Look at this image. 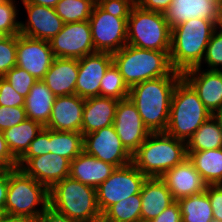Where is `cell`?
<instances>
[{
    "instance_id": "obj_1",
    "label": "cell",
    "mask_w": 222,
    "mask_h": 222,
    "mask_svg": "<svg viewBox=\"0 0 222 222\" xmlns=\"http://www.w3.org/2000/svg\"><path fill=\"white\" fill-rule=\"evenodd\" d=\"M181 78L182 73L173 70L168 76L146 80L130 88L129 98L151 133L165 132L172 94Z\"/></svg>"
},
{
    "instance_id": "obj_2",
    "label": "cell",
    "mask_w": 222,
    "mask_h": 222,
    "mask_svg": "<svg viewBox=\"0 0 222 222\" xmlns=\"http://www.w3.org/2000/svg\"><path fill=\"white\" fill-rule=\"evenodd\" d=\"M216 23L210 20L190 19L172 28L170 64L173 70L184 71L201 67L206 47Z\"/></svg>"
},
{
    "instance_id": "obj_3",
    "label": "cell",
    "mask_w": 222,
    "mask_h": 222,
    "mask_svg": "<svg viewBox=\"0 0 222 222\" xmlns=\"http://www.w3.org/2000/svg\"><path fill=\"white\" fill-rule=\"evenodd\" d=\"M186 158V142L165 132H156L150 133L132 154V164L146 177L160 178Z\"/></svg>"
},
{
    "instance_id": "obj_4",
    "label": "cell",
    "mask_w": 222,
    "mask_h": 222,
    "mask_svg": "<svg viewBox=\"0 0 222 222\" xmlns=\"http://www.w3.org/2000/svg\"><path fill=\"white\" fill-rule=\"evenodd\" d=\"M49 206L77 222H101L96 188L66 177L49 189Z\"/></svg>"
},
{
    "instance_id": "obj_5",
    "label": "cell",
    "mask_w": 222,
    "mask_h": 222,
    "mask_svg": "<svg viewBox=\"0 0 222 222\" xmlns=\"http://www.w3.org/2000/svg\"><path fill=\"white\" fill-rule=\"evenodd\" d=\"M212 114L204 106L196 91L182 77L176 84L170 105L165 133L187 142Z\"/></svg>"
},
{
    "instance_id": "obj_6",
    "label": "cell",
    "mask_w": 222,
    "mask_h": 222,
    "mask_svg": "<svg viewBox=\"0 0 222 222\" xmlns=\"http://www.w3.org/2000/svg\"><path fill=\"white\" fill-rule=\"evenodd\" d=\"M169 54L170 52L142 49L127 44L112 56L124 82L131 88L146 80L168 76L173 71Z\"/></svg>"
},
{
    "instance_id": "obj_7",
    "label": "cell",
    "mask_w": 222,
    "mask_h": 222,
    "mask_svg": "<svg viewBox=\"0 0 222 222\" xmlns=\"http://www.w3.org/2000/svg\"><path fill=\"white\" fill-rule=\"evenodd\" d=\"M42 205L41 210L36 206ZM49 206V189L20 168L9 169L5 215L38 219Z\"/></svg>"
},
{
    "instance_id": "obj_8",
    "label": "cell",
    "mask_w": 222,
    "mask_h": 222,
    "mask_svg": "<svg viewBox=\"0 0 222 222\" xmlns=\"http://www.w3.org/2000/svg\"><path fill=\"white\" fill-rule=\"evenodd\" d=\"M172 29L164 14L135 4L127 20V44L148 50L170 52Z\"/></svg>"
},
{
    "instance_id": "obj_9",
    "label": "cell",
    "mask_w": 222,
    "mask_h": 222,
    "mask_svg": "<svg viewBox=\"0 0 222 222\" xmlns=\"http://www.w3.org/2000/svg\"><path fill=\"white\" fill-rule=\"evenodd\" d=\"M147 177L132 163L116 168L115 171L96 188L97 204L103 214L111 205L129 196L140 194Z\"/></svg>"
},
{
    "instance_id": "obj_10",
    "label": "cell",
    "mask_w": 222,
    "mask_h": 222,
    "mask_svg": "<svg viewBox=\"0 0 222 222\" xmlns=\"http://www.w3.org/2000/svg\"><path fill=\"white\" fill-rule=\"evenodd\" d=\"M127 20L94 5L89 22L95 52L113 54L127 45Z\"/></svg>"
},
{
    "instance_id": "obj_11",
    "label": "cell",
    "mask_w": 222,
    "mask_h": 222,
    "mask_svg": "<svg viewBox=\"0 0 222 222\" xmlns=\"http://www.w3.org/2000/svg\"><path fill=\"white\" fill-rule=\"evenodd\" d=\"M83 151L117 168L132 163V154L122 144L114 125L83 135Z\"/></svg>"
},
{
    "instance_id": "obj_12",
    "label": "cell",
    "mask_w": 222,
    "mask_h": 222,
    "mask_svg": "<svg viewBox=\"0 0 222 222\" xmlns=\"http://www.w3.org/2000/svg\"><path fill=\"white\" fill-rule=\"evenodd\" d=\"M49 44L57 58L81 59L95 52L89 20L65 23Z\"/></svg>"
},
{
    "instance_id": "obj_13",
    "label": "cell",
    "mask_w": 222,
    "mask_h": 222,
    "mask_svg": "<svg viewBox=\"0 0 222 222\" xmlns=\"http://www.w3.org/2000/svg\"><path fill=\"white\" fill-rule=\"evenodd\" d=\"M113 125L124 147L133 154L151 133L130 98L119 100Z\"/></svg>"
},
{
    "instance_id": "obj_14",
    "label": "cell",
    "mask_w": 222,
    "mask_h": 222,
    "mask_svg": "<svg viewBox=\"0 0 222 222\" xmlns=\"http://www.w3.org/2000/svg\"><path fill=\"white\" fill-rule=\"evenodd\" d=\"M16 66L42 80L54 60L49 41L17 35Z\"/></svg>"
},
{
    "instance_id": "obj_15",
    "label": "cell",
    "mask_w": 222,
    "mask_h": 222,
    "mask_svg": "<svg viewBox=\"0 0 222 222\" xmlns=\"http://www.w3.org/2000/svg\"><path fill=\"white\" fill-rule=\"evenodd\" d=\"M78 63L75 94L84 99L100 96L101 80L113 64L112 54L94 52L78 59Z\"/></svg>"
},
{
    "instance_id": "obj_16",
    "label": "cell",
    "mask_w": 222,
    "mask_h": 222,
    "mask_svg": "<svg viewBox=\"0 0 222 222\" xmlns=\"http://www.w3.org/2000/svg\"><path fill=\"white\" fill-rule=\"evenodd\" d=\"M17 168L50 189L55 183L69 177L70 161L50 152L38 157L20 158Z\"/></svg>"
},
{
    "instance_id": "obj_17",
    "label": "cell",
    "mask_w": 222,
    "mask_h": 222,
    "mask_svg": "<svg viewBox=\"0 0 222 222\" xmlns=\"http://www.w3.org/2000/svg\"><path fill=\"white\" fill-rule=\"evenodd\" d=\"M28 13V22L20 21V34L29 38L50 41L63 28L64 21L55 9L30 3H23Z\"/></svg>"
},
{
    "instance_id": "obj_18",
    "label": "cell",
    "mask_w": 222,
    "mask_h": 222,
    "mask_svg": "<svg viewBox=\"0 0 222 222\" xmlns=\"http://www.w3.org/2000/svg\"><path fill=\"white\" fill-rule=\"evenodd\" d=\"M194 67L182 73V77L192 86L204 106L213 114L222 109V70L200 71ZM200 72V73H199Z\"/></svg>"
},
{
    "instance_id": "obj_19",
    "label": "cell",
    "mask_w": 222,
    "mask_h": 222,
    "mask_svg": "<svg viewBox=\"0 0 222 222\" xmlns=\"http://www.w3.org/2000/svg\"><path fill=\"white\" fill-rule=\"evenodd\" d=\"M221 5L220 0H172L163 14L171 29L197 18L217 23Z\"/></svg>"
},
{
    "instance_id": "obj_20",
    "label": "cell",
    "mask_w": 222,
    "mask_h": 222,
    "mask_svg": "<svg viewBox=\"0 0 222 222\" xmlns=\"http://www.w3.org/2000/svg\"><path fill=\"white\" fill-rule=\"evenodd\" d=\"M160 178L165 182L176 201L183 197L202 193L207 186L201 174L188 158L166 171Z\"/></svg>"
},
{
    "instance_id": "obj_21",
    "label": "cell",
    "mask_w": 222,
    "mask_h": 222,
    "mask_svg": "<svg viewBox=\"0 0 222 222\" xmlns=\"http://www.w3.org/2000/svg\"><path fill=\"white\" fill-rule=\"evenodd\" d=\"M84 104L85 99L76 94L55 97L46 128L82 133Z\"/></svg>"
},
{
    "instance_id": "obj_22",
    "label": "cell",
    "mask_w": 222,
    "mask_h": 222,
    "mask_svg": "<svg viewBox=\"0 0 222 222\" xmlns=\"http://www.w3.org/2000/svg\"><path fill=\"white\" fill-rule=\"evenodd\" d=\"M141 222L158 217L176 200L161 178L147 177L141 188Z\"/></svg>"
},
{
    "instance_id": "obj_23",
    "label": "cell",
    "mask_w": 222,
    "mask_h": 222,
    "mask_svg": "<svg viewBox=\"0 0 222 222\" xmlns=\"http://www.w3.org/2000/svg\"><path fill=\"white\" fill-rule=\"evenodd\" d=\"M78 68V59L55 57L42 81L56 97L73 95L75 94Z\"/></svg>"
},
{
    "instance_id": "obj_24",
    "label": "cell",
    "mask_w": 222,
    "mask_h": 222,
    "mask_svg": "<svg viewBox=\"0 0 222 222\" xmlns=\"http://www.w3.org/2000/svg\"><path fill=\"white\" fill-rule=\"evenodd\" d=\"M116 168V166L98 160L96 157L82 151L70 162L69 176L85 185L97 188Z\"/></svg>"
},
{
    "instance_id": "obj_25",
    "label": "cell",
    "mask_w": 222,
    "mask_h": 222,
    "mask_svg": "<svg viewBox=\"0 0 222 222\" xmlns=\"http://www.w3.org/2000/svg\"><path fill=\"white\" fill-rule=\"evenodd\" d=\"M119 100L111 97H89L85 99L82 134L100 130L113 125L115 110Z\"/></svg>"
},
{
    "instance_id": "obj_26",
    "label": "cell",
    "mask_w": 222,
    "mask_h": 222,
    "mask_svg": "<svg viewBox=\"0 0 222 222\" xmlns=\"http://www.w3.org/2000/svg\"><path fill=\"white\" fill-rule=\"evenodd\" d=\"M55 97L47 85L42 80H38L25 98L24 109L27 119L34 120L46 127Z\"/></svg>"
},
{
    "instance_id": "obj_27",
    "label": "cell",
    "mask_w": 222,
    "mask_h": 222,
    "mask_svg": "<svg viewBox=\"0 0 222 222\" xmlns=\"http://www.w3.org/2000/svg\"><path fill=\"white\" fill-rule=\"evenodd\" d=\"M44 127L34 120L26 119L12 128L3 131L12 155L19 160L28 150L30 143Z\"/></svg>"
},
{
    "instance_id": "obj_28",
    "label": "cell",
    "mask_w": 222,
    "mask_h": 222,
    "mask_svg": "<svg viewBox=\"0 0 222 222\" xmlns=\"http://www.w3.org/2000/svg\"><path fill=\"white\" fill-rule=\"evenodd\" d=\"M187 155L207 185L222 184V147L213 150L187 152Z\"/></svg>"
},
{
    "instance_id": "obj_29",
    "label": "cell",
    "mask_w": 222,
    "mask_h": 222,
    "mask_svg": "<svg viewBox=\"0 0 222 222\" xmlns=\"http://www.w3.org/2000/svg\"><path fill=\"white\" fill-rule=\"evenodd\" d=\"M222 147V132L217 121L211 116L186 142L187 152L213 150Z\"/></svg>"
},
{
    "instance_id": "obj_30",
    "label": "cell",
    "mask_w": 222,
    "mask_h": 222,
    "mask_svg": "<svg viewBox=\"0 0 222 222\" xmlns=\"http://www.w3.org/2000/svg\"><path fill=\"white\" fill-rule=\"evenodd\" d=\"M180 206L182 222H210L213 210L206 191L177 200Z\"/></svg>"
},
{
    "instance_id": "obj_31",
    "label": "cell",
    "mask_w": 222,
    "mask_h": 222,
    "mask_svg": "<svg viewBox=\"0 0 222 222\" xmlns=\"http://www.w3.org/2000/svg\"><path fill=\"white\" fill-rule=\"evenodd\" d=\"M50 152L68 159L70 162L83 151L81 132L50 130Z\"/></svg>"
},
{
    "instance_id": "obj_32",
    "label": "cell",
    "mask_w": 222,
    "mask_h": 222,
    "mask_svg": "<svg viewBox=\"0 0 222 222\" xmlns=\"http://www.w3.org/2000/svg\"><path fill=\"white\" fill-rule=\"evenodd\" d=\"M101 222H141V195L135 194L111 205Z\"/></svg>"
},
{
    "instance_id": "obj_33",
    "label": "cell",
    "mask_w": 222,
    "mask_h": 222,
    "mask_svg": "<svg viewBox=\"0 0 222 222\" xmlns=\"http://www.w3.org/2000/svg\"><path fill=\"white\" fill-rule=\"evenodd\" d=\"M94 3L91 0H59L54 7L64 23L89 20Z\"/></svg>"
},
{
    "instance_id": "obj_34",
    "label": "cell",
    "mask_w": 222,
    "mask_h": 222,
    "mask_svg": "<svg viewBox=\"0 0 222 222\" xmlns=\"http://www.w3.org/2000/svg\"><path fill=\"white\" fill-rule=\"evenodd\" d=\"M130 88L124 82L123 76L114 63L107 69L100 84V96L117 100L129 97Z\"/></svg>"
},
{
    "instance_id": "obj_35",
    "label": "cell",
    "mask_w": 222,
    "mask_h": 222,
    "mask_svg": "<svg viewBox=\"0 0 222 222\" xmlns=\"http://www.w3.org/2000/svg\"><path fill=\"white\" fill-rule=\"evenodd\" d=\"M3 78L24 98L27 97L32 86L38 81V79L18 66L9 70Z\"/></svg>"
},
{
    "instance_id": "obj_36",
    "label": "cell",
    "mask_w": 222,
    "mask_h": 222,
    "mask_svg": "<svg viewBox=\"0 0 222 222\" xmlns=\"http://www.w3.org/2000/svg\"><path fill=\"white\" fill-rule=\"evenodd\" d=\"M13 0H5L0 4V30L10 36L20 34V22L16 21L18 15Z\"/></svg>"
},
{
    "instance_id": "obj_37",
    "label": "cell",
    "mask_w": 222,
    "mask_h": 222,
    "mask_svg": "<svg viewBox=\"0 0 222 222\" xmlns=\"http://www.w3.org/2000/svg\"><path fill=\"white\" fill-rule=\"evenodd\" d=\"M17 35L0 42V77L16 66Z\"/></svg>"
},
{
    "instance_id": "obj_38",
    "label": "cell",
    "mask_w": 222,
    "mask_h": 222,
    "mask_svg": "<svg viewBox=\"0 0 222 222\" xmlns=\"http://www.w3.org/2000/svg\"><path fill=\"white\" fill-rule=\"evenodd\" d=\"M204 61L208 64L210 70H221L217 67L222 65V32H218L217 28L212 33L206 47Z\"/></svg>"
},
{
    "instance_id": "obj_39",
    "label": "cell",
    "mask_w": 222,
    "mask_h": 222,
    "mask_svg": "<svg viewBox=\"0 0 222 222\" xmlns=\"http://www.w3.org/2000/svg\"><path fill=\"white\" fill-rule=\"evenodd\" d=\"M27 119L24 107L0 106V131L18 125Z\"/></svg>"
},
{
    "instance_id": "obj_40",
    "label": "cell",
    "mask_w": 222,
    "mask_h": 222,
    "mask_svg": "<svg viewBox=\"0 0 222 222\" xmlns=\"http://www.w3.org/2000/svg\"><path fill=\"white\" fill-rule=\"evenodd\" d=\"M50 129L44 127L30 143L26 153L21 158H33L50 153Z\"/></svg>"
},
{
    "instance_id": "obj_41",
    "label": "cell",
    "mask_w": 222,
    "mask_h": 222,
    "mask_svg": "<svg viewBox=\"0 0 222 222\" xmlns=\"http://www.w3.org/2000/svg\"><path fill=\"white\" fill-rule=\"evenodd\" d=\"M135 0H103L98 5L113 16L128 19Z\"/></svg>"
},
{
    "instance_id": "obj_42",
    "label": "cell",
    "mask_w": 222,
    "mask_h": 222,
    "mask_svg": "<svg viewBox=\"0 0 222 222\" xmlns=\"http://www.w3.org/2000/svg\"><path fill=\"white\" fill-rule=\"evenodd\" d=\"M25 98L18 94L12 86L0 77V106L24 107Z\"/></svg>"
},
{
    "instance_id": "obj_43",
    "label": "cell",
    "mask_w": 222,
    "mask_h": 222,
    "mask_svg": "<svg viewBox=\"0 0 222 222\" xmlns=\"http://www.w3.org/2000/svg\"><path fill=\"white\" fill-rule=\"evenodd\" d=\"M205 191L211 203L213 218L222 222V184L207 185Z\"/></svg>"
},
{
    "instance_id": "obj_44",
    "label": "cell",
    "mask_w": 222,
    "mask_h": 222,
    "mask_svg": "<svg viewBox=\"0 0 222 222\" xmlns=\"http://www.w3.org/2000/svg\"><path fill=\"white\" fill-rule=\"evenodd\" d=\"M17 163L18 160L12 155L3 132L0 131V169H15Z\"/></svg>"
},
{
    "instance_id": "obj_45",
    "label": "cell",
    "mask_w": 222,
    "mask_h": 222,
    "mask_svg": "<svg viewBox=\"0 0 222 222\" xmlns=\"http://www.w3.org/2000/svg\"><path fill=\"white\" fill-rule=\"evenodd\" d=\"M148 222H182L179 203L175 201L160 213L158 217H155Z\"/></svg>"
},
{
    "instance_id": "obj_46",
    "label": "cell",
    "mask_w": 222,
    "mask_h": 222,
    "mask_svg": "<svg viewBox=\"0 0 222 222\" xmlns=\"http://www.w3.org/2000/svg\"><path fill=\"white\" fill-rule=\"evenodd\" d=\"M135 2L142 9L164 13L172 0H135Z\"/></svg>"
},
{
    "instance_id": "obj_47",
    "label": "cell",
    "mask_w": 222,
    "mask_h": 222,
    "mask_svg": "<svg viewBox=\"0 0 222 222\" xmlns=\"http://www.w3.org/2000/svg\"><path fill=\"white\" fill-rule=\"evenodd\" d=\"M8 184L9 169H0V216L5 215Z\"/></svg>"
},
{
    "instance_id": "obj_48",
    "label": "cell",
    "mask_w": 222,
    "mask_h": 222,
    "mask_svg": "<svg viewBox=\"0 0 222 222\" xmlns=\"http://www.w3.org/2000/svg\"><path fill=\"white\" fill-rule=\"evenodd\" d=\"M38 222H77L66 215L60 214L50 206L39 216Z\"/></svg>"
},
{
    "instance_id": "obj_49",
    "label": "cell",
    "mask_w": 222,
    "mask_h": 222,
    "mask_svg": "<svg viewBox=\"0 0 222 222\" xmlns=\"http://www.w3.org/2000/svg\"><path fill=\"white\" fill-rule=\"evenodd\" d=\"M0 222H38V219L2 215L0 216Z\"/></svg>"
},
{
    "instance_id": "obj_50",
    "label": "cell",
    "mask_w": 222,
    "mask_h": 222,
    "mask_svg": "<svg viewBox=\"0 0 222 222\" xmlns=\"http://www.w3.org/2000/svg\"><path fill=\"white\" fill-rule=\"evenodd\" d=\"M59 0H22L23 3H30L40 6H47L54 8Z\"/></svg>"
},
{
    "instance_id": "obj_51",
    "label": "cell",
    "mask_w": 222,
    "mask_h": 222,
    "mask_svg": "<svg viewBox=\"0 0 222 222\" xmlns=\"http://www.w3.org/2000/svg\"><path fill=\"white\" fill-rule=\"evenodd\" d=\"M212 116L214 117V119L217 121L219 128L222 132V109L219 111H216L212 114Z\"/></svg>"
},
{
    "instance_id": "obj_52",
    "label": "cell",
    "mask_w": 222,
    "mask_h": 222,
    "mask_svg": "<svg viewBox=\"0 0 222 222\" xmlns=\"http://www.w3.org/2000/svg\"><path fill=\"white\" fill-rule=\"evenodd\" d=\"M216 28H220L219 31L222 32V5H221V8H220V14H219V18H218V21L216 23Z\"/></svg>"
},
{
    "instance_id": "obj_53",
    "label": "cell",
    "mask_w": 222,
    "mask_h": 222,
    "mask_svg": "<svg viewBox=\"0 0 222 222\" xmlns=\"http://www.w3.org/2000/svg\"><path fill=\"white\" fill-rule=\"evenodd\" d=\"M10 35L2 30H0V42L6 40Z\"/></svg>"
},
{
    "instance_id": "obj_54",
    "label": "cell",
    "mask_w": 222,
    "mask_h": 222,
    "mask_svg": "<svg viewBox=\"0 0 222 222\" xmlns=\"http://www.w3.org/2000/svg\"><path fill=\"white\" fill-rule=\"evenodd\" d=\"M91 1L96 5V4H99L103 0H91Z\"/></svg>"
},
{
    "instance_id": "obj_55",
    "label": "cell",
    "mask_w": 222,
    "mask_h": 222,
    "mask_svg": "<svg viewBox=\"0 0 222 222\" xmlns=\"http://www.w3.org/2000/svg\"><path fill=\"white\" fill-rule=\"evenodd\" d=\"M210 222H221V221H219V220H217V219H213V220H211Z\"/></svg>"
}]
</instances>
